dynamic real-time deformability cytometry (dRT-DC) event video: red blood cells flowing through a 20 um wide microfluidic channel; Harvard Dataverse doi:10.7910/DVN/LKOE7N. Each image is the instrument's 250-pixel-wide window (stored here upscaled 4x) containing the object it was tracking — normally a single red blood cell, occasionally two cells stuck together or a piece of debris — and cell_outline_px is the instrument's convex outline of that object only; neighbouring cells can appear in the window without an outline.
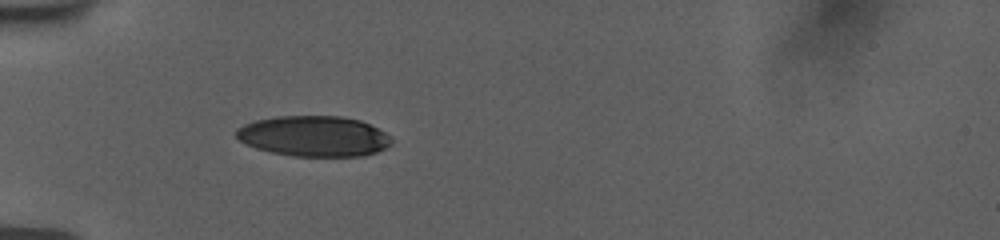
{"species": "human", "species_latin": "Homo sapiens", "temperature_condition": "room temperature", "stored_images_in_passage": 25, "camera_frame_rate_fps": 3000, "um_per_image_px": 0.085, "donor": {"sex": "female"}, "frame": {"image": 1, "passage_image": 1, "time_ms": 0.0, "image_size_px": [1000, 240], "cell_outline_px": [[392, 144], [376, 152], [364, 156], [292, 156], [272, 152], [256, 148], [244, 144], [236, 136], [236, 128], [244, 124], [256, 120], [276, 116], [344, 116], [360, 120], [384, 132], [392, 140]], "centroid_in_image_um": [26.66, 11.57], "position_along_channel_um": 58.3, "area_um2": 36.7}}
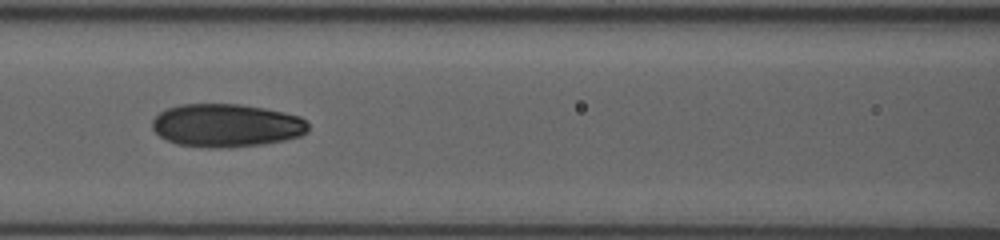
{"frame": {"image": 2, "passage_image": 21, "time_ms": 2.667, "image_size_px": [1000, 240], "cell_outline_px": [[308, 132], [300, 136], [284, 140], [260, 144], [228, 148], [212, 148], [176, 144], [160, 136], [152, 128], [152, 120], [160, 112], [168, 108], [180, 104], [240, 104], [264, 108], [284, 112], [300, 116], [308, 124]], "centroid_in_image_um": [19.24, 10.66], "position_along_channel_um": 147.4, "area_um2": 39.25}}
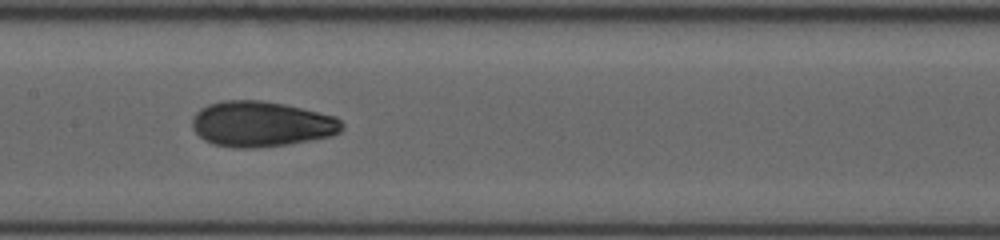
{"frame": {"image": 3, "passage_image": 24, "time_ms": 3.667, "image_size_px": [1000, 240], "cell_outline_px": [[344, 128], [340, 132], [332, 136], [288, 144], [252, 148], [232, 148], [212, 144], [204, 140], [192, 128], [192, 116], [200, 108], [208, 104], [224, 100], [260, 100], [284, 104], [336, 116], [344, 124]], "centroid_in_image_um": [22.2, 10.54], "position_along_channel_um": 185.2, "area_um2": 39.94}}